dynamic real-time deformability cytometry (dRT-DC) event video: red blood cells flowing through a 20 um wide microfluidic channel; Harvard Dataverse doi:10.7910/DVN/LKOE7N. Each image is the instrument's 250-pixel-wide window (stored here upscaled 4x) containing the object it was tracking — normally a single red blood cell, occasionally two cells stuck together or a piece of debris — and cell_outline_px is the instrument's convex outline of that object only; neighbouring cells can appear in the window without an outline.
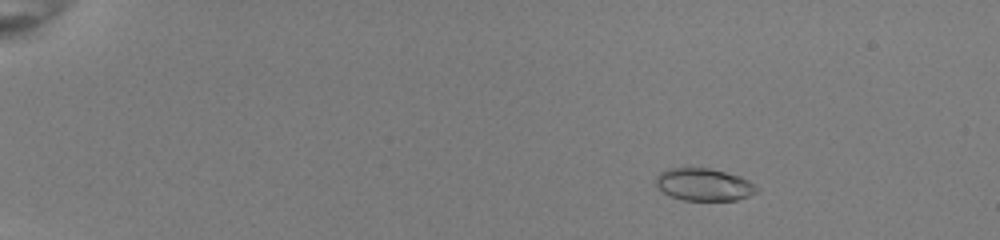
{"species": "common noctule bat (a hibernating species)", "species_latin": "Nyctalus noctula", "temperature_condition": "room temperature", "stored_images_in_passage": 54, "camera_frame_rate_fps": 3000, "um_per_image_px": 0.085, "animal": {"sex": "female", "body_mass_g": 22.0, "forearm_length_mm": 56.7}, "frame": {"image": 1, "passage_image": 10, "time_ms": 3.0, "image_size_px": [1000, 240], "cell_outline_px": [[760, 188], [756, 192], [748, 196], [736, 200], [684, 200], [672, 196], [664, 192], [656, 184], [656, 176], [660, 172], [668, 168], [708, 168], [740, 176], [756, 184]], "centroid_in_image_um": [59.86, 15.68], "position_along_channel_um": 25.1, "area_um2": 18.9}}
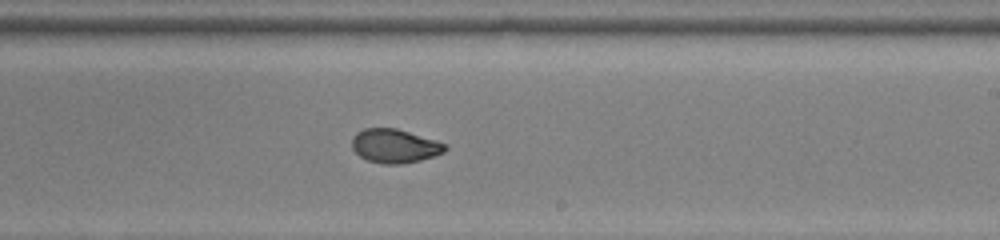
{"frame": {"image": 2, "passage_image": 36, "time_ms": 11.667, "image_size_px": [1000, 240], "cell_outline_px": [[448, 148], [444, 152], [420, 160], [400, 164], [388, 164], [368, 160], [360, 156], [352, 148], [352, 136], [356, 132], [364, 128], [396, 128], [436, 140], [448, 144]], "centroid_in_image_um": [33.55, 12.39], "position_along_channel_um": 255.4, "area_um2": 18.32}}
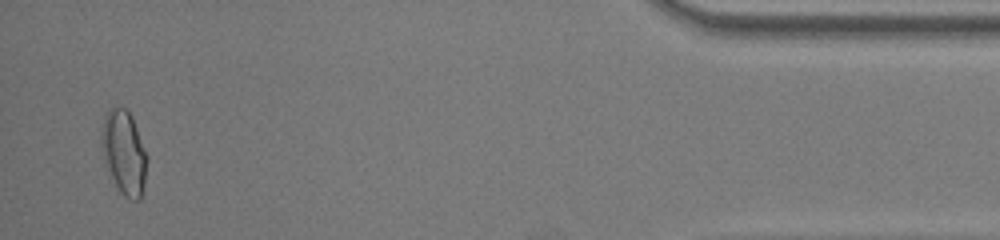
{"frame": {"image": 3, "passage_image": 53, "time_ms": 17.333, "image_size_px": [1000, 240], "cell_outline_px": [[148, 156], [144, 184], [140, 200], [132, 200], [124, 196], [116, 184], [104, 160], [100, 132], [104, 116], [108, 108], [124, 108], [132, 116]], "centroid_in_image_um": [10.55, 12.94], "position_along_channel_um": 424.6, "area_um2": 22.08}, "authors_computed_cell_mechanics": {"area_um2": 19.0162, "velocity_mm_per_s": 4.0086, "shape_relaxation_time_tau1_ms": null, "shape_relaxation_time_tau2_ms": 0.9965, "deformation_change_tau1": null, "deformation_change_tau2": 0.0467}}